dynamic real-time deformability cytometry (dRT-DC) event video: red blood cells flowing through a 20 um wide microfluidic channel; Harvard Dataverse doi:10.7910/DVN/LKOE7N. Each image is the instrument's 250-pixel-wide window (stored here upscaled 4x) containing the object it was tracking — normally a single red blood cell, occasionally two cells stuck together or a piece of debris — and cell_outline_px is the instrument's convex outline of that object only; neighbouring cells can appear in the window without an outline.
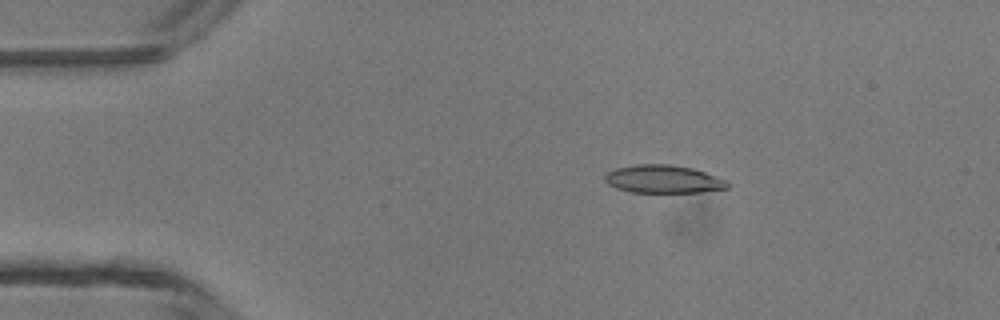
{"species": "common noctule bat (a hibernating species)", "species_latin": "Nyctalus noctula", "temperature_condition": "room temperature", "stored_images_in_passage": 40, "camera_frame_rate_fps": 3000, "um_per_image_px": 0.085, "animal": {"sex": "male", "body_mass_g": 13.3}, "frame": {"image": 1, "passage_image": 1, "time_ms": 0.0, "image_size_px": [1000, 320], "cell_outline_px": [[728, 188], [700, 192], [632, 192], [616, 188], [608, 184], [604, 180], [604, 176], [608, 172], [616, 168], [636, 164], [668, 164], [692, 168], [728, 180]], "centroid_in_image_um": [56.37, 15.22], "position_along_channel_um": 28.6, "area_um2": 19.94}}
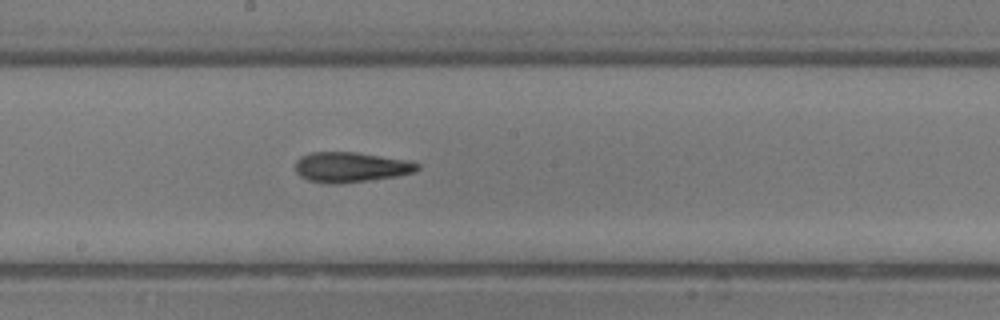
{"frame": {"image": 2, "passage_image": 18, "time_ms": 5.667, "image_size_px": [1000, 320], "cell_outline_px": [[420, 168], [416, 172], [396, 176], [340, 184], [328, 184], [308, 180], [300, 176], [296, 172], [296, 160], [300, 156], [312, 152], [356, 152], [412, 160], [420, 164]], "centroid_in_image_um": [29.85, 14.2], "position_along_channel_um": 218.3, "area_um2": 21.73}}
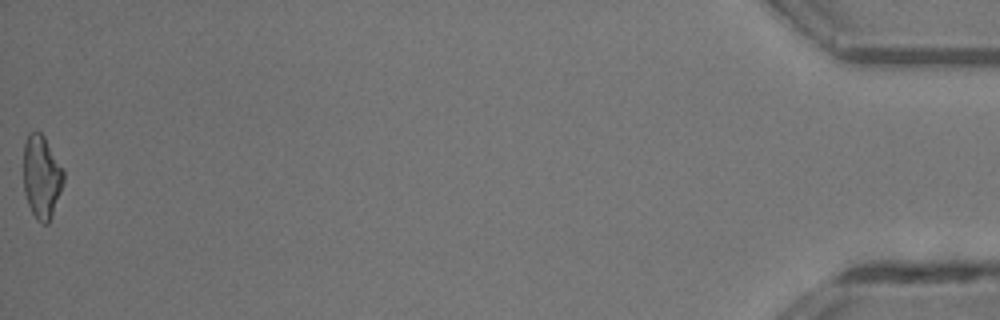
{"frame": {"image": 3, "passage_image": 40, "time_ms": 13.0, "image_size_px": [1000, 320], "cell_outline_px": [[64, 180], [52, 216], [48, 224], [40, 224], [36, 220], [28, 204], [24, 192], [24, 144], [28, 132], [36, 128], [44, 136], [64, 172]], "centroid_in_image_um": [3.52, 15.03], "position_along_channel_um": 431.7, "area_um2": 19.48}, "authors_computed_cell_mechanics": {"area_um2": 20.2878, "velocity_mm_per_s": 4.3548, "shape_relaxation_time_tau1_ms": 4.5136, "shape_relaxation_time_tau2_ms": 4.8846, "deformation_change_tau1": 0.1668, "deformation_change_tau2": 0.1738}}